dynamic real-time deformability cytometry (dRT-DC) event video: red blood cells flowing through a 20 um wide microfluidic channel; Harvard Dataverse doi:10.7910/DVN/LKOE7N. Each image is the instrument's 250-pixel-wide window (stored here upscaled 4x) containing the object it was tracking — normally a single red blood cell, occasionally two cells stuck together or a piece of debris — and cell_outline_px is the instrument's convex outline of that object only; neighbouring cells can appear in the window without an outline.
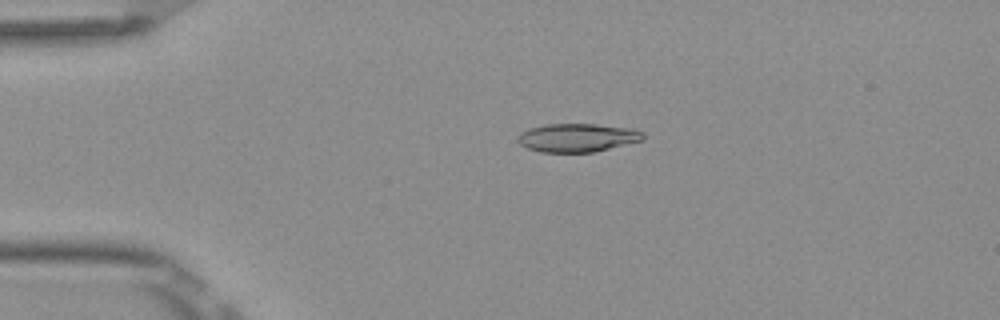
{"species": "Egyptian fruit bat (a non-hibernating species)", "species_latin": "Rousettus aegyptiacus", "temperature_condition": "room temperature", "stored_images_in_passage": 53, "camera_frame_rate_fps": 3000, "um_per_image_px": 0.085, "frame": {"image": 1, "passage_image": 12, "time_ms": 3.667, "image_size_px": [1000, 320], "cell_outline_px": [[644, 140], [592, 152], [540, 152], [528, 148], [520, 144], [516, 140], [520, 132], [532, 128], [548, 124], [596, 124], [632, 128], [644, 132]], "centroid_in_image_um": [49.09, 11.7], "position_along_channel_um": 35.9, "area_um2": 20.69}}
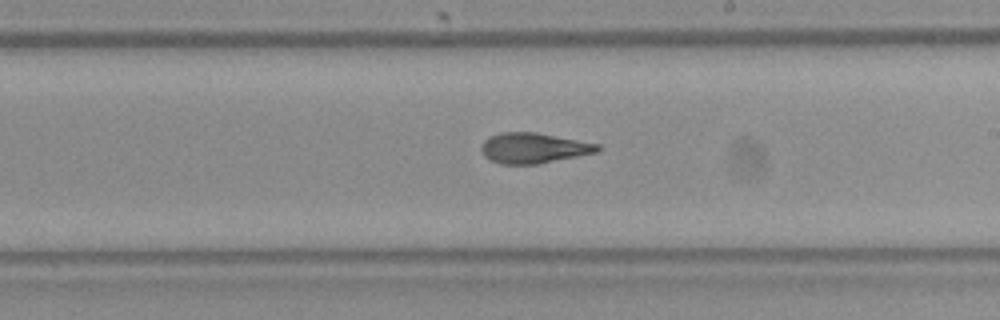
{"frame": {"image": 2, "passage_image": 31, "time_ms": 10.0, "image_size_px": [1000, 320], "cell_outline_px": [[604, 148], [600, 152], [580, 156], [536, 164], [500, 164], [484, 156], [480, 148], [480, 144], [488, 136], [500, 132], [536, 132], [600, 144]], "centroid_in_image_um": [45.38, 12.58], "position_along_channel_um": 243.6, "area_um2": 20.92}}
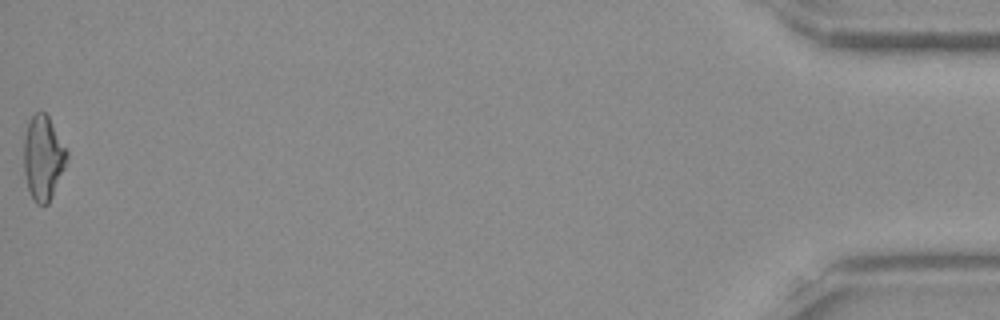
{"frame": {"image": 3, "passage_image": 53, "time_ms": 17.333, "image_size_px": [1000, 320], "cell_outline_px": [[68, 156], [64, 168], [52, 196], [48, 204], [36, 204], [28, 188], [24, 172], [24, 136], [28, 120], [36, 112], [44, 112], [48, 116], [68, 152]], "centroid_in_image_um": [3.65, 13.4], "position_along_channel_um": 431.5, "area_um2": 20.92}, "authors_computed_cell_mechanics": {"area_um2": 20.7502, "velocity_mm_per_s": 3.8902, "shape_relaxation_time_tau1_ms": 11.0463, "shape_relaxation_time_tau2_ms": 2.0579, "deformation_change_tau1": 0.2748, "deformation_change_tau2": 0.099}}